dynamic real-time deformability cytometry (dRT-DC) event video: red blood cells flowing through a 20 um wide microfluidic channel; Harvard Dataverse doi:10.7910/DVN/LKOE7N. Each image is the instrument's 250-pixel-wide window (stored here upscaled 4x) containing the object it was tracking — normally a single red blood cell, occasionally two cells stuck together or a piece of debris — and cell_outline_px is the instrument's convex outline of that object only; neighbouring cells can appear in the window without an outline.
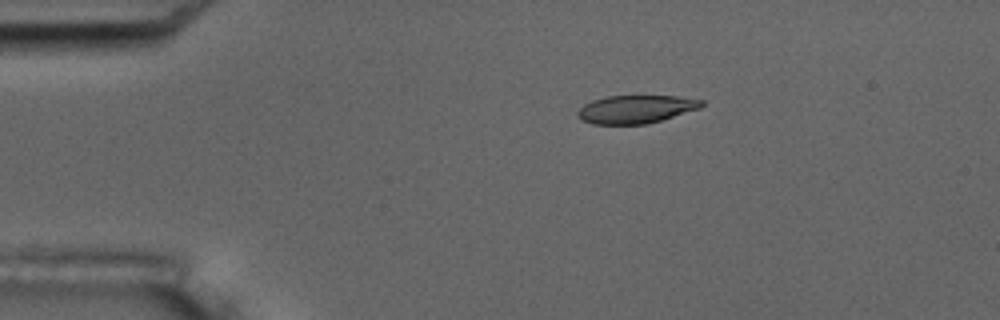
{"species": "common noctule bat (a hibernating species)", "species_latin": "Nyctalus noctula", "temperature_condition": "room temperature", "stored_images_in_passage": 14, "camera_frame_rate_fps": 3000, "um_per_image_px": 0.085, "animal": {"sex": "male", "body_mass_g": 17.5, "forearm_length_mm": 52.3}, "frame": {"image": 1, "passage_image": 1, "time_ms": 0.0, "image_size_px": [1000, 320], "cell_outline_px": [[704, 104], [700, 108], [660, 120], [644, 124], [592, 124], [580, 120], [576, 116], [576, 112], [584, 104], [592, 100], [608, 96], [676, 96], [704, 100]], "centroid_in_image_um": [54.0, 9.28], "position_along_channel_um": 31.0, "area_um2": 20.23}, "authors_computed_cell_mechanics": {"area_um2": 22.2241, "velocity_mm_per_s": 3.5155, "shape_relaxation_time_tau1_ms": 6.2619, "shape_relaxation_time_tau2_ms": 1.3922, "deformation_change_tau1": 0.1769, "deformation_change_tau2": 0.0503}}